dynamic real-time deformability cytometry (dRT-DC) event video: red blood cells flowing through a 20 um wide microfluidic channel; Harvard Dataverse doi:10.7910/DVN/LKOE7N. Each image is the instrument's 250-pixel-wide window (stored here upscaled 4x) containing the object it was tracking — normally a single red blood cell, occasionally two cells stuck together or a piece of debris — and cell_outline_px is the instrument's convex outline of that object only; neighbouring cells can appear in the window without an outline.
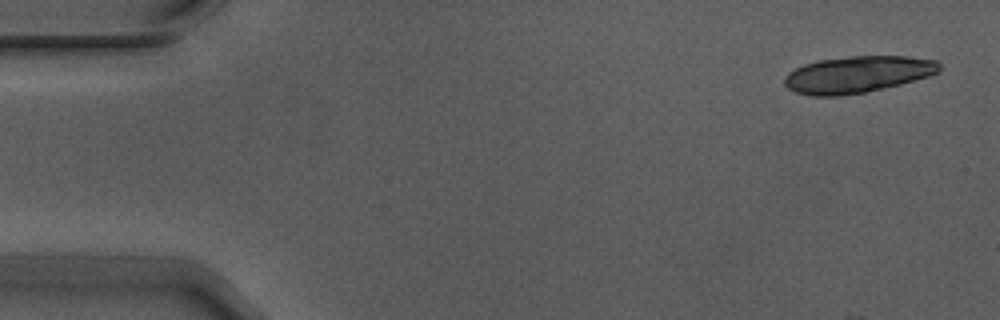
{"species": "Egyptian fruit bat (a non-hibernating species)", "species_latin": "Rousettus aegyptiacus", "temperature_condition": "warm", "stored_images_in_passage": 6, "camera_frame_rate_fps": 3000, "um_per_image_px": 0.085, "animal": {"sex": "male"}, "frame": {"image": 1, "passage_image": 1, "time_ms": 0.0, "image_size_px": [1000, 320], "cell_outline_px": [[940, 72], [928, 76], [900, 84], [864, 92], [840, 96], [812, 96], [796, 92], [788, 88], [784, 84], [784, 76], [788, 72], [804, 64], [820, 60], [852, 56], [908, 56], [936, 60], [940, 64]], "centroid_in_image_um": [72.88, 6.32], "position_along_channel_um": 12.1, "area_um2": 33.0}}